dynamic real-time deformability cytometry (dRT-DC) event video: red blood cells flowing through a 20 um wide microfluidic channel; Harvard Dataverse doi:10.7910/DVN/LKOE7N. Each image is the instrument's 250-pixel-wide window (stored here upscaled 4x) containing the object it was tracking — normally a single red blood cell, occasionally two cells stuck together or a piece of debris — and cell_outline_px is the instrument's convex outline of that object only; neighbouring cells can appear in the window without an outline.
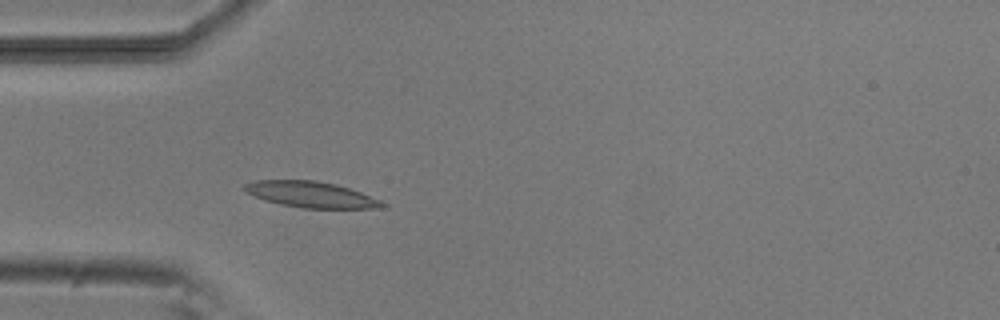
{"species": "common noctule bat (a hibernating species)", "species_latin": "Nyctalus noctula", "temperature_condition": "room temperature", "stored_images_in_passage": 5, "camera_frame_rate_fps": 3000, "um_per_image_px": 0.085, "animal": {"sex": "male", "body_mass_g": 20.5, "forearm_length_mm": 52.5}, "frame": {"image": 1, "passage_image": 5, "time_ms": 4.333, "image_size_px": [1000, 320], "cell_outline_px": [[388, 204], [384, 208], [304, 208], [280, 204], [264, 200], [248, 192], [244, 188], [244, 184], [256, 180], [316, 180], [336, 184], [360, 192], [380, 200]], "centroid_in_image_um": [26.47, 16.53], "position_along_channel_um": 58.5, "area_um2": 20.69}}